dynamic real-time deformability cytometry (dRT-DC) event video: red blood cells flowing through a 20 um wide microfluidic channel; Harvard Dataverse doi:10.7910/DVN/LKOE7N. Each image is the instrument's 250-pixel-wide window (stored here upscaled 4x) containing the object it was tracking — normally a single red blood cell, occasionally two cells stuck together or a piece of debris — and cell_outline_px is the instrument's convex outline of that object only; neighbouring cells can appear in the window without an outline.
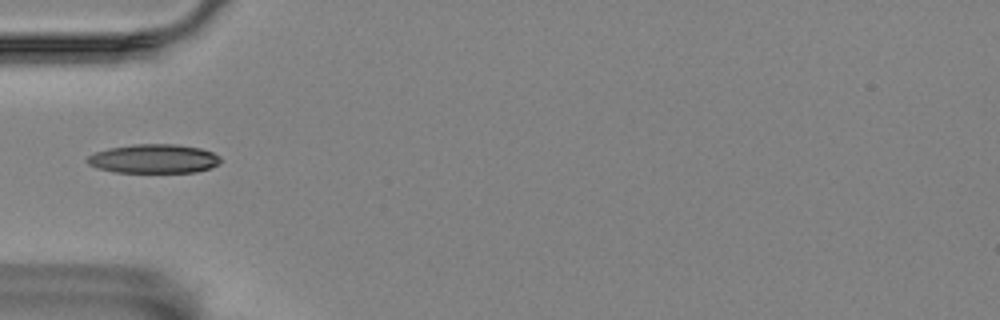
{"species": "Egyptian fruit bat (a non-hibernating species)", "species_latin": "Rousettus aegyptiacus", "temperature_condition": "room temperature", "stored_images_in_passage": 3, "camera_frame_rate_fps": 3000, "um_per_image_px": 0.085, "animal": {"sex": "female"}, "frame": {"image": 1, "passage_image": 1, "time_ms": 0.0, "image_size_px": [1000, 320], "cell_outline_px": [[220, 164], [196, 172], [116, 172], [96, 168], [88, 164], [84, 160], [88, 156], [96, 152], [108, 148], [136, 144], [176, 144], [200, 148], [212, 152], [220, 156]], "centroid_in_image_um": [13.05, 13.49], "position_along_channel_um": 71.9, "area_um2": 22.54}}
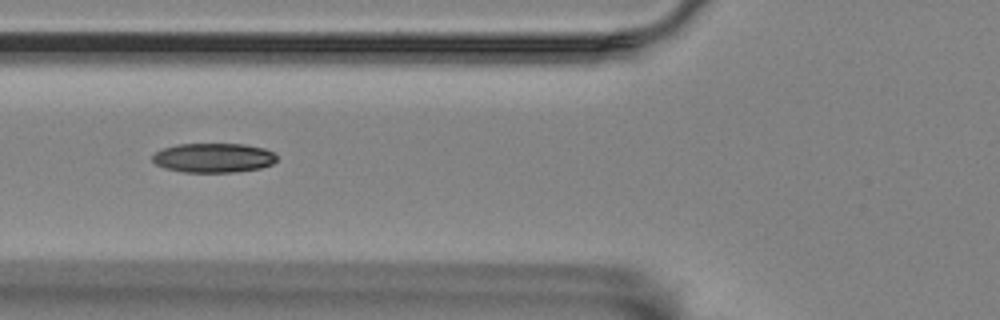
{"frame": {"image": 2, "passage_image": 2, "time_ms": 1.0, "image_size_px": [1000, 320], "cell_outline_px": [[276, 160], [272, 164], [260, 168], [232, 172], [184, 172], [164, 168], [156, 164], [152, 160], [152, 156], [156, 152], [164, 148], [176, 144], [244, 144], [264, 148], [272, 152], [276, 156]], "centroid_in_image_um": [18.13, 13.41], "position_along_channel_um": 107.7, "area_um2": 21.21}}
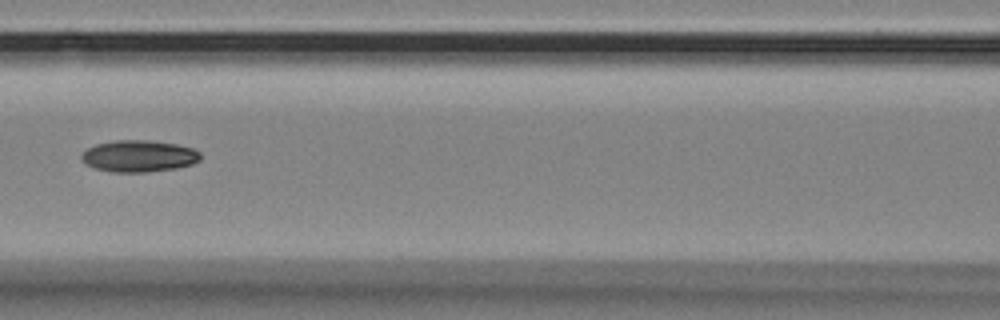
{"frame": {"image": 3, "passage_image": 3, "time_ms": 2.333, "image_size_px": [1000, 320], "cell_outline_px": [[200, 160], [192, 164], [176, 168], [144, 172], [112, 172], [92, 168], [84, 164], [80, 156], [88, 148], [96, 144], [112, 140], [148, 140], [176, 144], [192, 148], [200, 152]], "centroid_in_image_um": [11.77, 13.27], "position_along_channel_um": 154.8, "area_um2": 22.08}}